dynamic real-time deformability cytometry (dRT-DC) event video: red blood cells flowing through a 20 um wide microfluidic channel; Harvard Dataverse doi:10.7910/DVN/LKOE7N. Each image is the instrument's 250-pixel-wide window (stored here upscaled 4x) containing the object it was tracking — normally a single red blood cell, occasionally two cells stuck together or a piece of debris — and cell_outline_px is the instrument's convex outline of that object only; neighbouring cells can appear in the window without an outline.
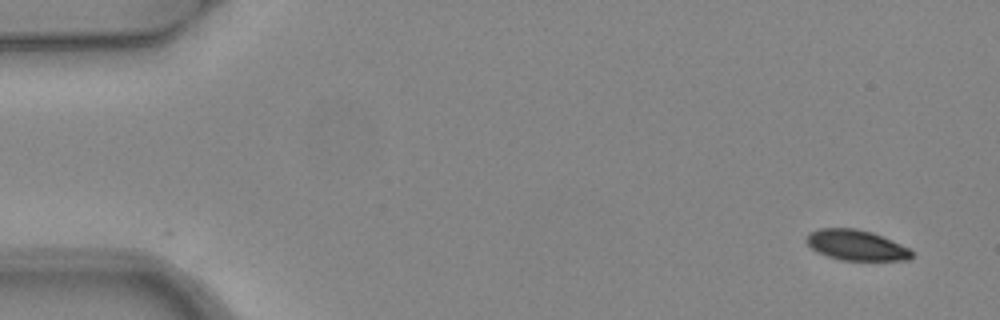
{"species": "common noctule bat (a hibernating species)", "species_latin": "Nyctalus noctula", "temperature_condition": "warm", "stored_images_in_passage": 4, "camera_frame_rate_fps": 3000, "um_per_image_px": 0.085, "animal": {"sex": "female", "body_mass_g": 24.6, "forearm_length_mm": 56.2}, "frame": {"image": 1, "passage_image": 1, "time_ms": 0.0, "image_size_px": [1000, 320], "cell_outline_px": [[912, 256], [908, 260], [840, 260], [816, 252], [804, 240], [808, 232], [820, 228], [856, 228], [872, 232], [900, 244], [908, 248], [912, 252]], "centroid_in_image_um": [72.72, 20.83], "position_along_channel_um": 12.3, "area_um2": 18.67}}
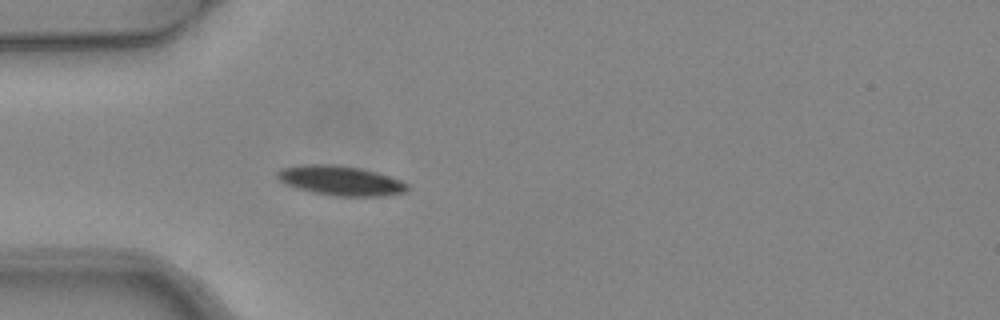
{"frame": {"image": 2, "passage_image": 4, "time_ms": 1.0, "image_size_px": [1000, 320], "cell_outline_px": [[408, 192], [384, 196], [332, 196], [312, 192], [296, 188], [284, 184], [276, 176], [276, 172], [280, 168], [300, 164], [336, 164], [360, 168], [376, 172], [400, 180], [408, 184]], "centroid_in_image_um": [28.92, 15.35], "position_along_channel_um": 56.1, "area_um2": 22.77}}